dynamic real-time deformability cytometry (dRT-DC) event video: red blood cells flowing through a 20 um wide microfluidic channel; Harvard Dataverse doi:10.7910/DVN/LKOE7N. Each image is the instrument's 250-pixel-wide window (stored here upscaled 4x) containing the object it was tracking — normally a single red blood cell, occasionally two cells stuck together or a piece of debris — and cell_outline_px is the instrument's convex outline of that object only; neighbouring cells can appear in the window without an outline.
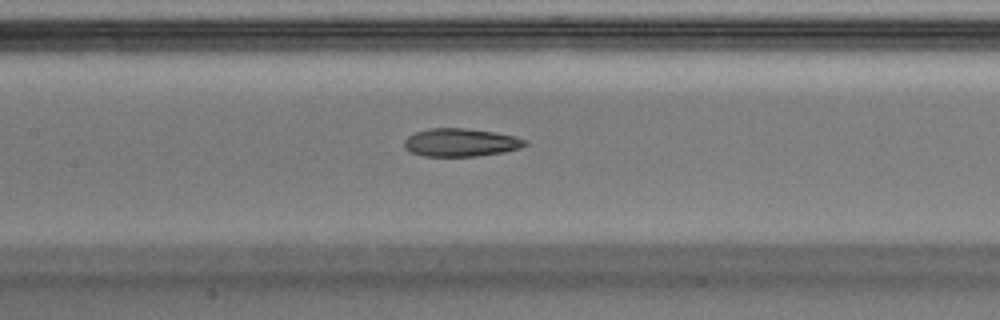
{"species": "Egyptian fruit bat (a non-hibernating species)", "species_latin": "Rousettus aegyptiacus", "temperature_condition": "warm", "stored_images_in_passage": 27, "camera_frame_rate_fps": 3000, "um_per_image_px": 0.085, "animal": {"sex": "male"}, "frame": {"image": 1, "passage_image": 8, "time_ms": 2.333, "image_size_px": [1000, 320], "cell_outline_px": [[528, 144], [520, 148], [504, 152], [476, 156], [424, 156], [412, 152], [404, 144], [404, 140], [408, 136], [416, 132], [428, 128], [464, 128], [492, 132], [516, 136], [528, 140]], "centroid_in_image_um": [39.2, 12.11], "position_along_channel_um": 168.2, "area_um2": 19.65}}